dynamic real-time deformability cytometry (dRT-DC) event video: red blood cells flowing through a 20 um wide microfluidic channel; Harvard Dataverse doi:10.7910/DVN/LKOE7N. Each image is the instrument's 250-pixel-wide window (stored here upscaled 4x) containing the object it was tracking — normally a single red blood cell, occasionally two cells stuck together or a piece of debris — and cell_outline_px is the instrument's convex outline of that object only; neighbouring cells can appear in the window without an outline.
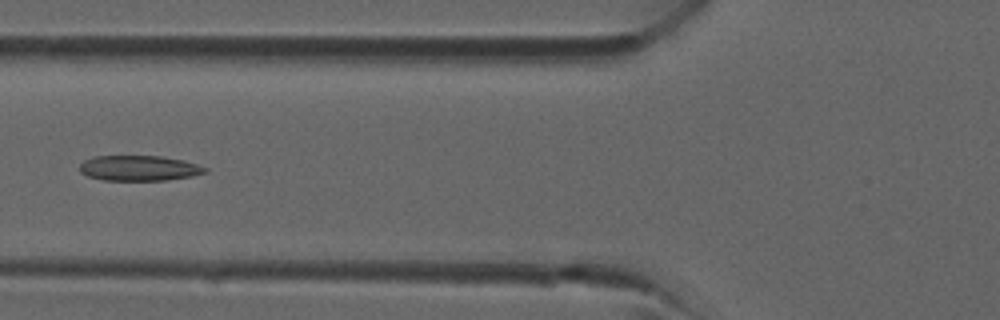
{"species": "common noctule bat (a hibernating species)", "species_latin": "Nyctalus noctula", "temperature_condition": "room temperature", "stored_images_in_passage": 5, "camera_frame_rate_fps": 3000, "um_per_image_px": 0.085, "animal": {"sex": "male", "forearm_length_mm": 52.5}, "frame": {"image": 1, "passage_image": 5, "time_ms": 4.667, "image_size_px": [1000, 320], "cell_outline_px": [[208, 172], [192, 176], [164, 180], [104, 180], [88, 176], [80, 172], [80, 164], [84, 160], [92, 156], [160, 156], [184, 160], [208, 168]], "centroid_in_image_um": [11.82, 14.28], "position_along_channel_um": 114.0, "area_um2": 18.5}}